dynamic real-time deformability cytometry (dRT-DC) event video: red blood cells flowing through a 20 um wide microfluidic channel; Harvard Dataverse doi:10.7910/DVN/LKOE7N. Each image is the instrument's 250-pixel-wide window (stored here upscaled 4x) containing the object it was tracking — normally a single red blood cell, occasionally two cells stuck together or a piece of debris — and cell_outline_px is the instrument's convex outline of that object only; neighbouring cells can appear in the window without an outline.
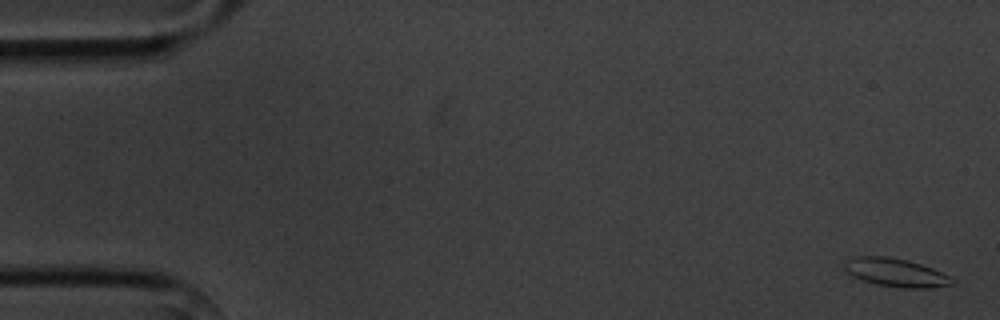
{"species": "common noctule bat (a hibernating species)", "species_latin": "Nyctalus noctula", "temperature_condition": "cold", "stored_images_in_passage": 4, "camera_frame_rate_fps": 3000, "um_per_image_px": 0.085, "animal": {"sex": "male", "body_mass_g": 20.1, "forearm_length_mm": 53.5}, "frame": {"image": 1, "passage_image": 1, "time_ms": 0.0, "image_size_px": [1000, 320], "cell_outline_px": [[956, 284], [932, 288], [904, 288], [876, 284], [852, 276], [844, 268], [844, 264], [852, 256], [888, 256], [908, 260], [932, 268], [956, 280]], "centroid_in_image_um": [76.17, 23.17], "position_along_channel_um": 8.8, "area_um2": 17.8}}
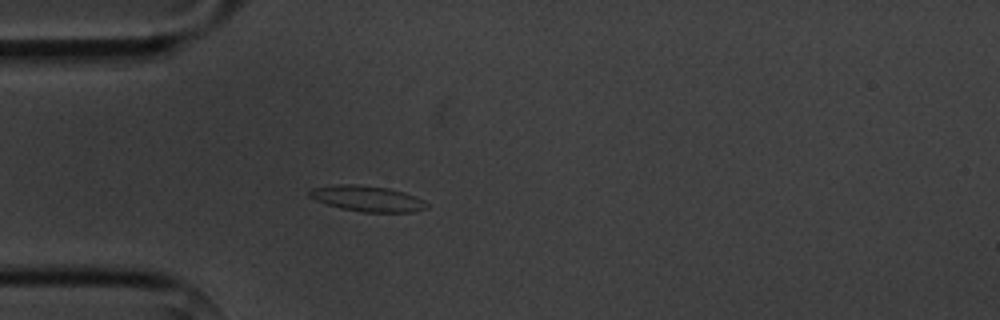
{"frame": {"image": 2, "passage_image": 4, "time_ms": 4.667, "image_size_px": [1000, 320], "cell_outline_px": [[428, 208], [412, 212], [364, 212], [340, 208], [316, 200], [308, 196], [308, 192], [312, 188], [332, 184], [356, 184], [388, 188], [404, 192], [416, 196], [424, 200], [428, 204]], "centroid_in_image_um": [31.23, 16.87], "position_along_channel_um": 53.8, "area_um2": 17.69}}